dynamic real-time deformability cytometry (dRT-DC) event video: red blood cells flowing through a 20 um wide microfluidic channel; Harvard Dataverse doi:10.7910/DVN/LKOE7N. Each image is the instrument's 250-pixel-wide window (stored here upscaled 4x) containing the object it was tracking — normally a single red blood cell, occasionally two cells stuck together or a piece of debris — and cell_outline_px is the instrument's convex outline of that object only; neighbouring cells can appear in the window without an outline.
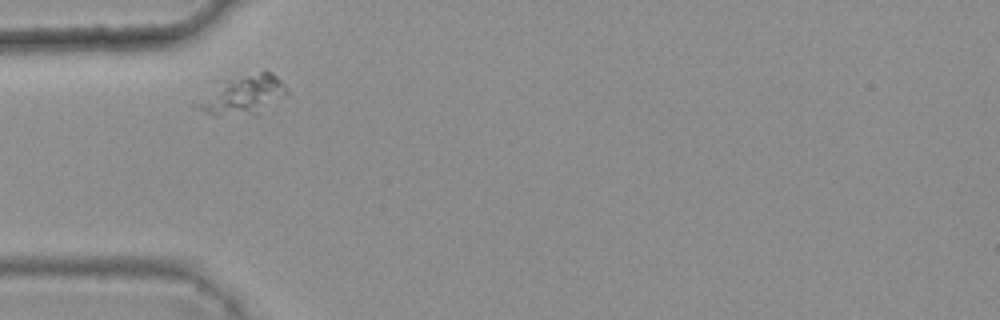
{"species": "common noctule bat (a hibernating species)", "species_latin": "Nyctalus noctula", "temperature_condition": "warm", "stored_images_in_passage": 1, "camera_frame_rate_fps": 3000, "um_per_image_px": 0.085, "animal": {"sex": "female", "body_mass_g": 25.1}, "frame": {"image": 1, "passage_image": 1, "time_ms": 0.0, "image_size_px": [1000, 320], "cell_outline_px": [[288, 92], [256, 112], [216, 116], [196, 108], [192, 104], [228, 80], [264, 68], [272, 72], [288, 88]], "centroid_in_image_um": [20.67, 8.01], "position_along_channel_um": 64.3, "area_um2": 19.31}}